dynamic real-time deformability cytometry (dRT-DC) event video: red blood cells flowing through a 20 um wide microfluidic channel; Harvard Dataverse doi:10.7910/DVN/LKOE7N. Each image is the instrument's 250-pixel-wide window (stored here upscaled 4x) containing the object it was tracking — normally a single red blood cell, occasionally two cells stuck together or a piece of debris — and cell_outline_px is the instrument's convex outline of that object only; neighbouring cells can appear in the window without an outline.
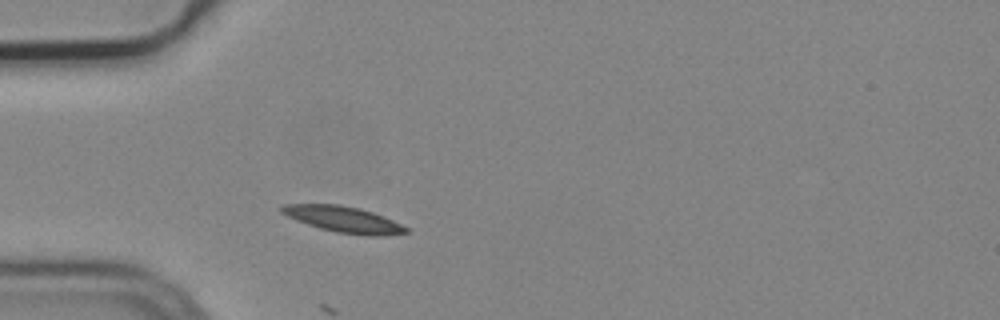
{"species": "common noctule bat (a hibernating species)", "species_latin": "Nyctalus noctula", "temperature_condition": "cold", "stored_images_in_passage": 3, "camera_frame_rate_fps": 3000, "um_per_image_px": 0.085, "animal": {"sex": "male", "body_mass_g": 19.2, "forearm_length_mm": 51.8}, "frame": {"image": 1, "passage_image": 3, "time_ms": 0.667, "image_size_px": [1000, 320], "cell_outline_px": [[412, 232], [384, 236], [368, 236], [336, 232], [320, 228], [296, 220], [280, 212], [280, 208], [284, 204], [340, 204], [360, 208], [372, 212], [392, 220], [408, 228]], "centroid_in_image_um": [29.23, 18.65], "position_along_channel_um": 55.8, "area_um2": 18.9}}